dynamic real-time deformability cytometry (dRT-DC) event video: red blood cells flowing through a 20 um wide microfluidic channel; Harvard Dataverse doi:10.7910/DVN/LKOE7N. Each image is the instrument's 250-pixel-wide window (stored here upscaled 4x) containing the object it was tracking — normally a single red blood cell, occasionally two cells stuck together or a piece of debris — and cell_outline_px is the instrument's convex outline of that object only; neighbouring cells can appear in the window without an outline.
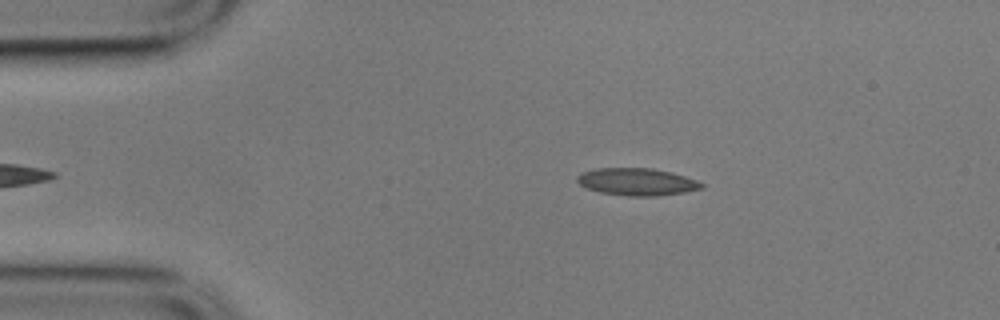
{"species": "common noctule bat (a hibernating species)", "species_latin": "Nyctalus noctula", "temperature_condition": "cold", "stored_images_in_passage": 43, "camera_frame_rate_fps": 3000, "um_per_image_px": 0.085, "animal": {"sex": "male", "body_mass_g": 17.9}, "frame": {"image": 1, "passage_image": 4, "time_ms": 1.0, "image_size_px": [1000, 320], "cell_outline_px": [[704, 188], [684, 192], [656, 196], [628, 196], [600, 192], [588, 188], [580, 184], [576, 180], [576, 176], [580, 172], [596, 168], [652, 168], [672, 172], [696, 180], [704, 184]], "centroid_in_image_um": [54.13, 15.45], "position_along_channel_um": 30.9, "area_um2": 19.83}}
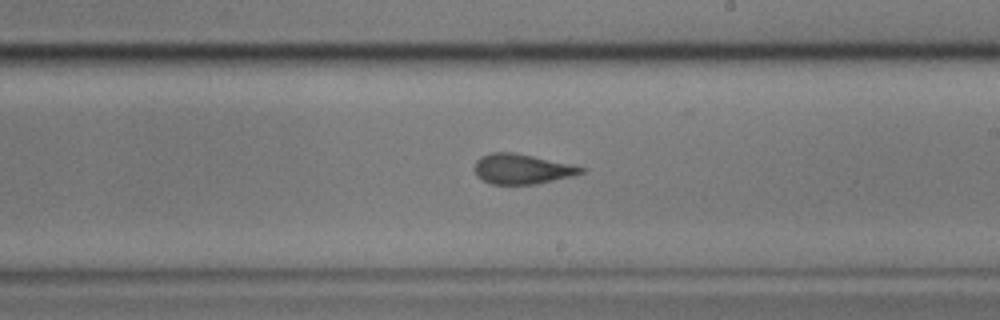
{"frame": {"image": 2, "passage_image": 26, "time_ms": 8.333, "image_size_px": [1000, 320], "cell_outline_px": [[588, 168], [584, 172], [572, 176], [536, 184], [492, 184], [476, 176], [476, 160], [480, 156], [492, 152], [512, 152], [532, 156]], "centroid_in_image_um": [44.37, 14.36], "position_along_channel_um": 244.6, "area_um2": 18.44}}
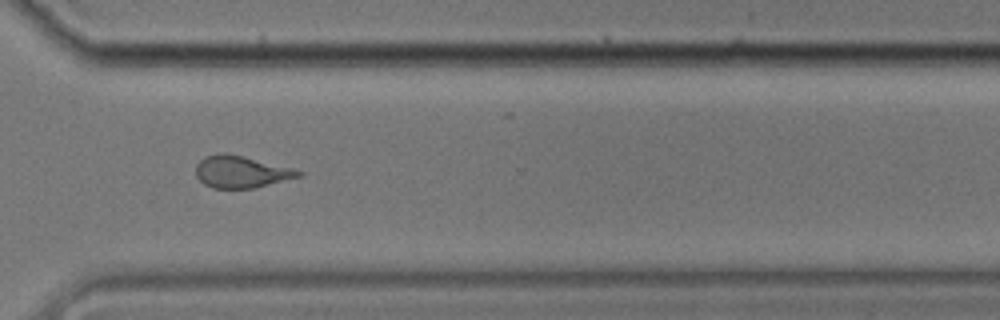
{"frame": {"image": 3, "passage_image": 35, "time_ms": 11.333, "image_size_px": [1000, 320], "cell_outline_px": [[304, 176], [256, 188], [212, 188], [204, 184], [196, 176], [196, 164], [204, 156], [220, 152], [224, 152], [292, 168], [304, 172]], "centroid_in_image_um": [20.5, 14.61], "position_along_channel_um": 350.1, "area_um2": 19.25}, "authors_computed_cell_mechanics": {"area_um2": 19.4786, "velocity_mm_per_s": 3.5188, "shape_relaxation_time_tau1_ms": 9.2523, "shape_relaxation_time_tau2_ms": 1.7167, "deformation_change_tau1": 0.2039, "deformation_change_tau2": 0.0847}}